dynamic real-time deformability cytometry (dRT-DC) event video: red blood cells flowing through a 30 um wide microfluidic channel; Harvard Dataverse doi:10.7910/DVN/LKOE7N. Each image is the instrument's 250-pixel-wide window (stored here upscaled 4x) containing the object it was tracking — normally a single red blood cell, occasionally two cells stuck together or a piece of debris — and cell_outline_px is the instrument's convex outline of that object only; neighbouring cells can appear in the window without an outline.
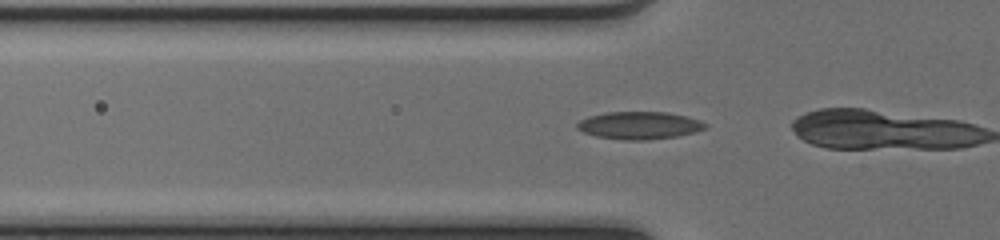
{"species": "common noctule bat (a hibernating species)", "species_latin": "Nyctalus noctula", "temperature_condition": "cold", "stored_images_in_passage": 12, "camera_frame_rate_fps": 3000, "um_per_image_px": 0.085, "animal": {"sex": "female", "body_mass_g": 17.0, "forearm_length_mm": 48.0}, "frame": {"image": 1, "passage_image": 9, "time_ms": 2.667, "image_size_px": [1000, 240], "cell_outline_px": [[708, 128], [696, 132], [676, 136], [648, 140], [624, 140], [596, 136], [584, 132], [576, 128], [576, 124], [580, 120], [588, 116], [608, 112], [668, 112], [700, 120], [708, 124]], "centroid_in_image_um": [54.36, 10.66], "position_along_channel_um": 71.4, "area_um2": 20.63}}